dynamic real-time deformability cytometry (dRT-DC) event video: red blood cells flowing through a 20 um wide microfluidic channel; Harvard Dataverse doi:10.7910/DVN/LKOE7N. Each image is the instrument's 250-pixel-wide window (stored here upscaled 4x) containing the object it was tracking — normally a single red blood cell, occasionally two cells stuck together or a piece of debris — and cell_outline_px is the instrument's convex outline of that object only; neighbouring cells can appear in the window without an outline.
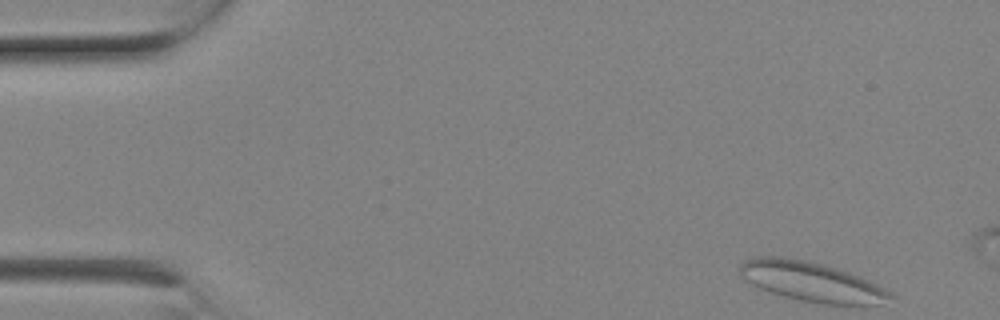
{"species": "Egyptian fruit bat (a non-hibernating species)", "species_latin": "Rousettus aegyptiacus", "temperature_condition": "room temperature", "stored_images_in_passage": 5, "camera_frame_rate_fps": 3000, "um_per_image_px": 0.085, "animal": {"sex": "female"}, "frame": {"image": 1, "passage_image": 1, "time_ms": 0.0, "image_size_px": [1000, 320], "cell_outline_px": [[892, 296], [880, 304], [824, 304], [800, 300], [784, 296], [760, 288], [752, 284], [740, 276], [740, 264], [744, 260], [752, 256], [780, 256], [808, 260], [824, 264], [860, 276], [892, 292]], "centroid_in_image_um": [68.93, 23.91], "position_along_channel_um": 16.1, "area_um2": 34.62}}